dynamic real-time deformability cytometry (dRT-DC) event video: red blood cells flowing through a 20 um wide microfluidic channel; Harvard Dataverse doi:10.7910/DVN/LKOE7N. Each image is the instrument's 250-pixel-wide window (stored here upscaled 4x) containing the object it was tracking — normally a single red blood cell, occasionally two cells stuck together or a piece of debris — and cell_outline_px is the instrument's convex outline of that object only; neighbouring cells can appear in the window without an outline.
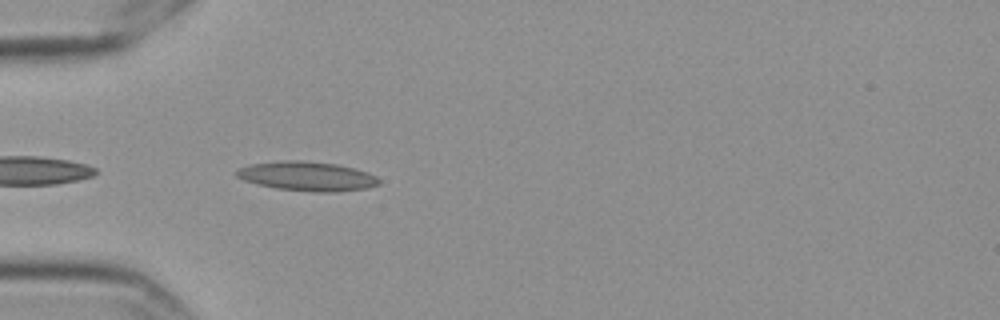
{"species": "Egyptian fruit bat (a non-hibernating species)", "species_latin": "Rousettus aegyptiacus", "temperature_condition": "cold", "stored_images_in_passage": 26, "camera_frame_rate_fps": 3000, "um_per_image_px": 0.085, "frame": {"image": 1, "passage_image": 2, "time_ms": 0.333, "image_size_px": [1000, 320], "cell_outline_px": [[380, 184], [368, 188], [336, 192], [316, 192], [276, 188], [256, 184], [244, 180], [236, 176], [232, 172], [240, 168], [252, 164], [284, 160], [304, 160], [336, 164], [368, 172], [376, 176], [380, 180]], "centroid_in_image_um": [26.11, 14.98], "position_along_channel_um": 58.9, "area_um2": 24.39}}
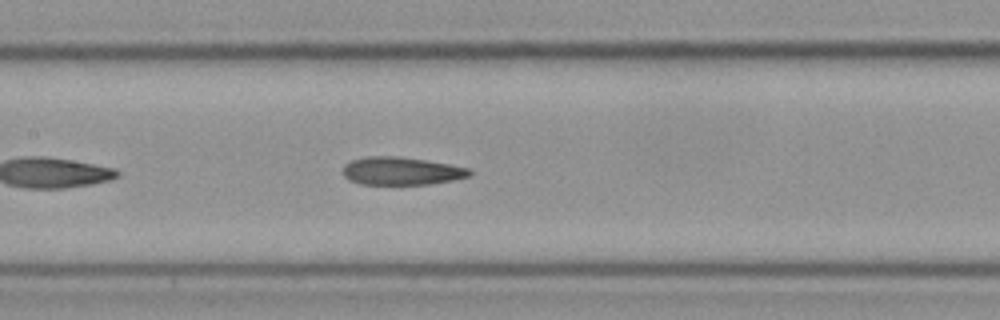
{"frame": {"image": 2, "passage_image": 12, "time_ms": 3.667, "image_size_px": [1000, 320], "cell_outline_px": [[472, 172], [468, 176], [452, 180], [428, 184], [360, 184], [348, 180], [344, 176], [344, 164], [352, 160], [364, 156], [400, 156], [448, 164], [468, 168]], "centroid_in_image_um": [34.06, 14.53], "position_along_channel_um": 173.3, "area_um2": 20.46}}
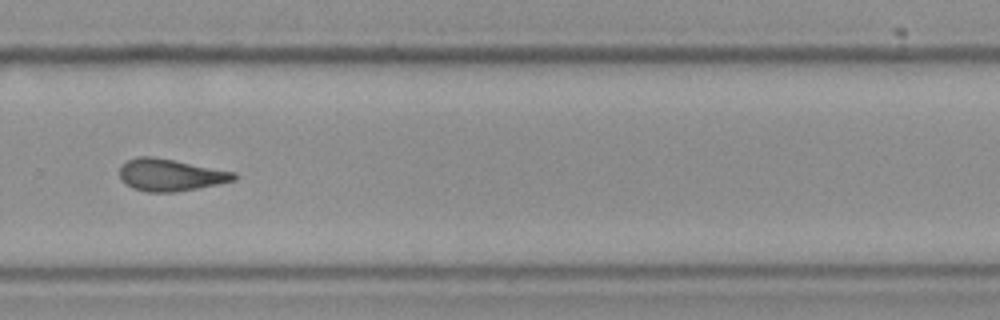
{"frame": {"image": 3, "passage_image": 24, "time_ms": 7.667, "image_size_px": [1000, 320], "cell_outline_px": [[236, 180], [176, 192], [148, 192], [132, 188], [120, 176], [120, 168], [128, 160], [140, 156], [152, 156], [236, 172]], "centroid_in_image_um": [14.5, 14.87], "position_along_channel_um": 315.3, "area_um2": 20.98}}